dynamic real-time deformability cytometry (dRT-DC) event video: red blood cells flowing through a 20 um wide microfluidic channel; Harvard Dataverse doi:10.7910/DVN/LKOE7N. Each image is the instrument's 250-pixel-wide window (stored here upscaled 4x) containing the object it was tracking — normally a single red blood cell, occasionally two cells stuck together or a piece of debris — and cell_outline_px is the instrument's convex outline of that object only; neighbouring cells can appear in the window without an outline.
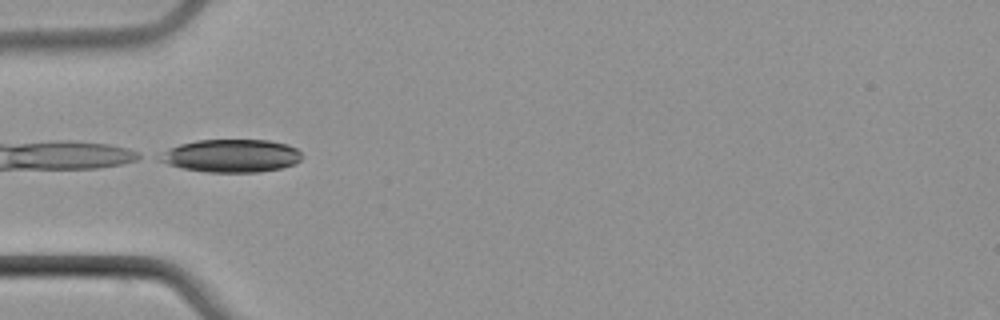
{"species": "common noctule bat (a hibernating species)", "species_latin": "Nyctalus noctula", "temperature_condition": "cold", "stored_images_in_passage": 2, "camera_frame_rate_fps": 3000, "um_per_image_px": 0.085, "animal": {"sex": "male", "body_mass_g": 21.5, "forearm_length_mm": 52.0}, "frame": {"image": 1, "passage_image": 1, "time_ms": 0.0, "image_size_px": [1000, 320], "cell_outline_px": [[300, 160], [296, 164], [280, 168], [260, 172], [208, 172], [180, 168], [156, 160], [164, 152], [180, 144], [196, 140], [268, 140], [288, 144], [296, 148], [300, 152]], "centroid_in_image_um": [19.67, 13.24], "position_along_channel_um": 65.3, "area_um2": 27.22}}
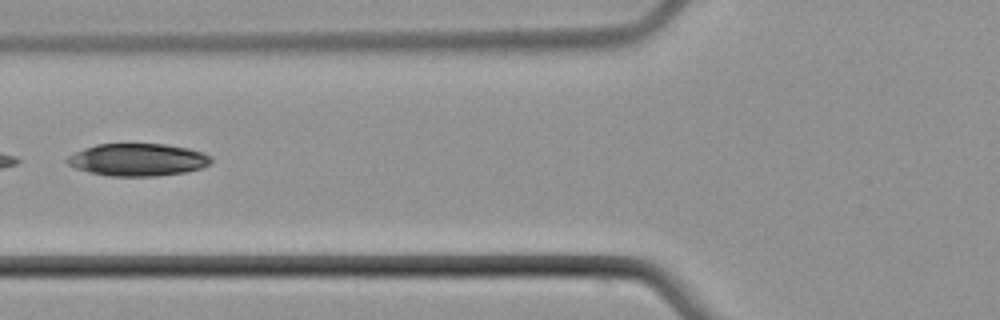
{"frame": {"image": 2, "passage_image": 2, "time_ms": 1.333, "image_size_px": [1000, 320], "cell_outline_px": [[212, 164], [204, 168], [184, 172], [156, 176], [108, 176], [88, 172], [76, 168], [68, 164], [64, 160], [68, 156], [84, 148], [96, 144], [164, 144], [188, 148], [204, 152], [212, 156]], "centroid_in_image_um": [11.75, 13.58], "position_along_channel_um": 114.1, "area_um2": 27.46}}